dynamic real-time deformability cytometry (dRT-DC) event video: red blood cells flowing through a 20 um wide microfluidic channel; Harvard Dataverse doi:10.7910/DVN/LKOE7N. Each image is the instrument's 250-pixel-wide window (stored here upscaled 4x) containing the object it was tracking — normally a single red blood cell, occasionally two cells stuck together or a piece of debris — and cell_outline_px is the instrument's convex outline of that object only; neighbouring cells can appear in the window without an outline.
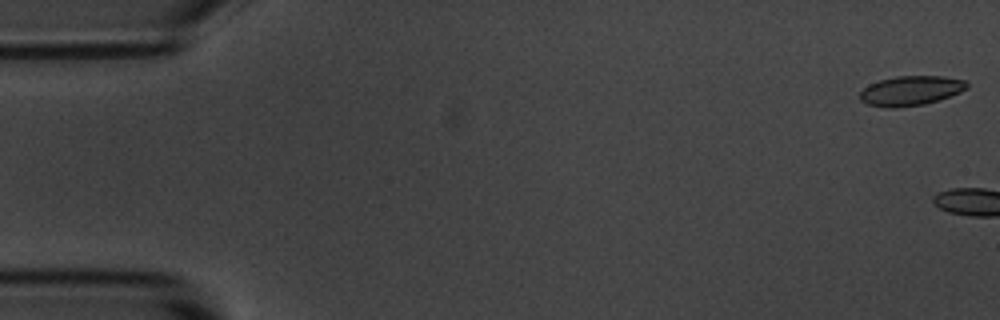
{"species": "common noctule bat (a hibernating species)", "species_latin": "Nyctalus noctula", "temperature_condition": "room temperature", "stored_images_in_passage": 2, "camera_frame_rate_fps": 3000, "um_per_image_px": 0.085, "animal": {"sex": "male", "body_mass_g": 20.1, "forearm_length_mm": 53.5}, "frame": {"image": 1, "passage_image": 1, "time_ms": 0.0, "image_size_px": [1000, 320], "cell_outline_px": [[968, 88], [960, 92], [924, 104], [896, 108], [888, 108], [868, 104], [860, 100], [860, 92], [868, 84], [880, 80], [896, 76], [944, 76], [964, 80], [968, 84]], "centroid_in_image_um": [77.39, 7.7], "position_along_channel_um": 7.6, "area_um2": 18.38}}